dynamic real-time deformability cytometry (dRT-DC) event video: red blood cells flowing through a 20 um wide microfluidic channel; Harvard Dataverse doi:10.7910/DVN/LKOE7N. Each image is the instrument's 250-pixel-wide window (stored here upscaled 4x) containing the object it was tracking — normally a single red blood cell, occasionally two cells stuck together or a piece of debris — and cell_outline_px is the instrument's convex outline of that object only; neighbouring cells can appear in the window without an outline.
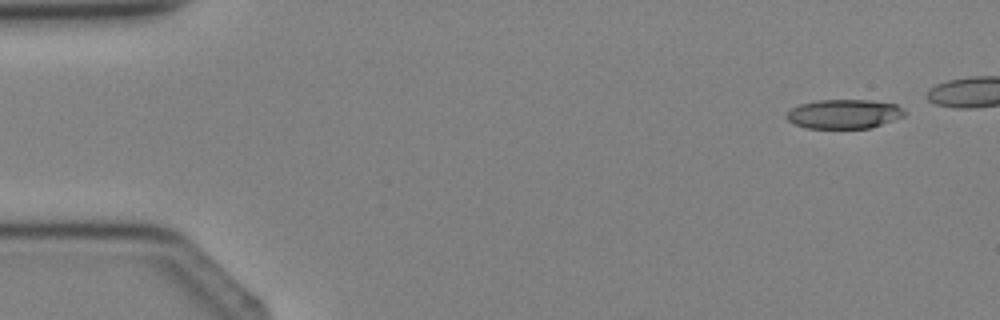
{"species": "Egyptian fruit bat (a non-hibernating species)", "species_latin": "Rousettus aegyptiacus", "temperature_condition": "cold", "stored_images_in_passage": 4, "camera_frame_rate_fps": 3000, "um_per_image_px": 0.085, "animal": {"sex": "female"}, "frame": {"image": 1, "passage_image": 1, "time_ms": 0.0, "image_size_px": [1000, 320], "cell_outline_px": [[908, 112], [904, 116], [872, 128], [804, 128], [788, 120], [784, 116], [792, 108], [800, 104], [816, 100], [872, 100], [896, 104]], "centroid_in_image_um": [71.76, 9.68], "position_along_channel_um": 13.2, "area_um2": 20.23}}